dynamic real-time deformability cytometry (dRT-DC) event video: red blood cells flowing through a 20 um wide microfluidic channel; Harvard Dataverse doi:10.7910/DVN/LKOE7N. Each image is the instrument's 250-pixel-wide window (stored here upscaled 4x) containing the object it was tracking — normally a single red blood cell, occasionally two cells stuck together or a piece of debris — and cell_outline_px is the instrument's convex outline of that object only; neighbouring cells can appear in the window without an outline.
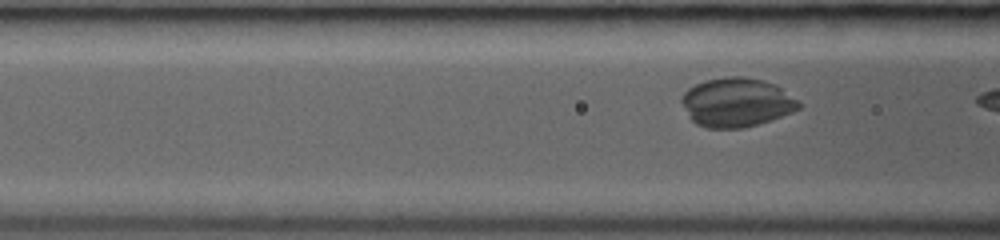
{"species": "common noctule bat (a hibernating species)", "species_latin": "Nyctalus noctula", "temperature_condition": "room temperature", "stored_images_in_passage": 7, "segment_of_instrument_passage": [2, 2], "camera_frame_rate_fps": 3000, "um_per_image_px": 0.085, "animal": {"sex": "female", "body_mass_g": 19.0, "forearm_length_mm": 53.3}, "frame": {"image": 1, "passage_image": 7, "time_ms": 4.333, "image_size_px": [1000, 240], "cell_outline_px": [[804, 104], [800, 108], [792, 112], [744, 128], [704, 128], [696, 124], [688, 116], [680, 100], [680, 96], [688, 88], [704, 80], [724, 76], [744, 76], [764, 80], [776, 84]], "centroid_in_image_um": [62.59, 8.69], "position_along_channel_um": 104.0, "area_um2": 33.81}}